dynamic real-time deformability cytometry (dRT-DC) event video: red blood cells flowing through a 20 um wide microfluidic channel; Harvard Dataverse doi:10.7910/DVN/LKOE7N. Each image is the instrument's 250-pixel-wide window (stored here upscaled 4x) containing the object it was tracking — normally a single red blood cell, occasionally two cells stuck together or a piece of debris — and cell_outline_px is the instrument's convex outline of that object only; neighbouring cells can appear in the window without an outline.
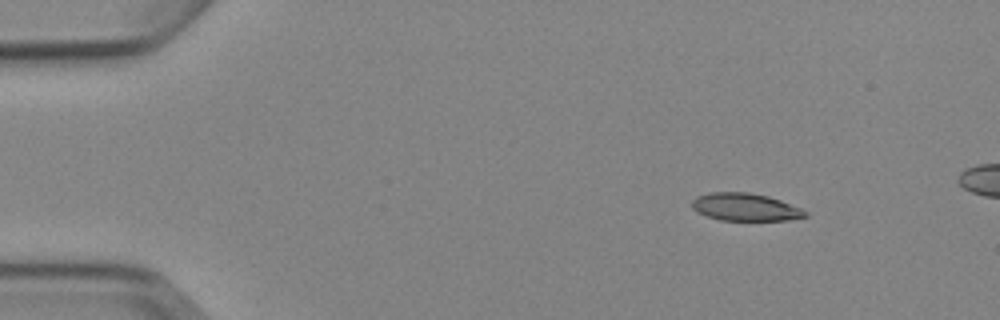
{"species": "Egyptian fruit bat (a non-hibernating species)", "species_latin": "Rousettus aegyptiacus", "temperature_condition": "cold", "stored_images_in_passage": 7, "camera_frame_rate_fps": 3000, "um_per_image_px": 0.085, "animal": {"sex": "female"}, "frame": {"image": 1, "passage_image": 2, "time_ms": 1.333, "image_size_px": [1000, 320], "cell_outline_px": [[808, 216], [788, 220], [720, 220], [704, 216], [696, 212], [692, 208], [692, 200], [696, 196], [708, 192], [748, 192], [768, 196], [780, 200], [800, 208], [808, 212]], "centroid_in_image_um": [63.3, 17.6], "position_along_channel_um": 21.7, "area_um2": 18.38}}
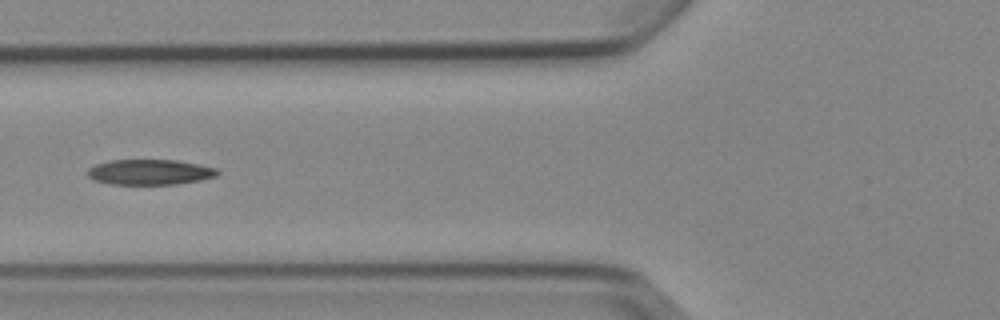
{"frame": {"image": 2, "passage_image": 6, "time_ms": 6.0, "image_size_px": [1000, 320], "cell_outline_px": [[220, 172], [216, 176], [200, 180], [176, 184], [112, 184], [92, 180], [88, 176], [88, 168], [96, 164], [108, 160], [176, 160], [200, 164], [216, 168]], "centroid_in_image_um": [12.73, 14.62], "position_along_channel_um": 113.1, "area_um2": 19.25}}
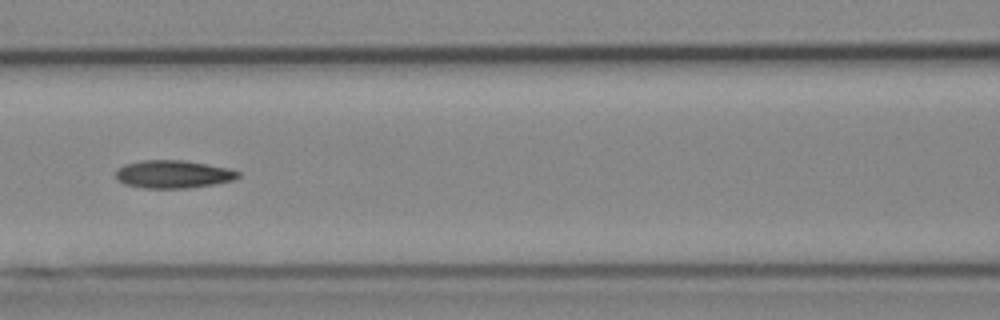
{"frame": {"image": 3, "passage_image": 7, "time_ms": 7.0, "image_size_px": [1000, 320], "cell_outline_px": [[240, 176], [232, 180], [212, 184], [188, 188], [144, 188], [124, 184], [116, 180], [116, 172], [124, 164], [140, 160], [184, 160], [208, 164], [228, 168], [240, 172]], "centroid_in_image_um": [14.7, 14.8], "position_along_channel_um": 151.9, "area_um2": 19.88}}